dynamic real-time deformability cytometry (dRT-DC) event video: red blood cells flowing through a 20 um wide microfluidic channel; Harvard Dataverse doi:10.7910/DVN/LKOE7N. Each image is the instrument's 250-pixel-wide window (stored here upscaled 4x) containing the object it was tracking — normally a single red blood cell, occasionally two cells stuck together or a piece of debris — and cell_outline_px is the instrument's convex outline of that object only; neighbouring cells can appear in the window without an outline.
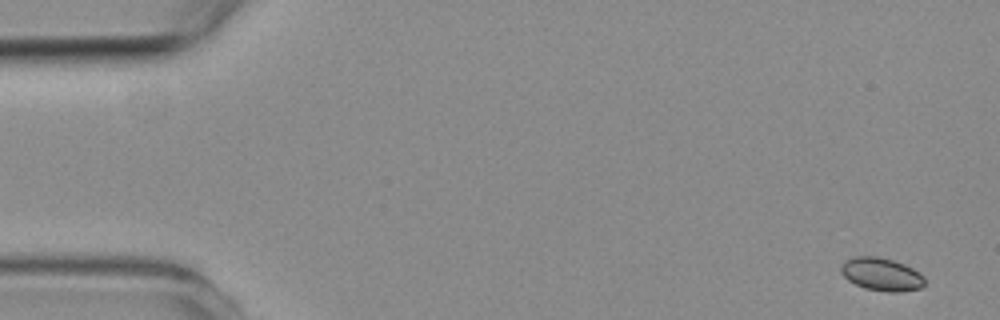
{"species": "common noctule bat (a hibernating species)", "species_latin": "Nyctalus noctula", "temperature_condition": "room temperature", "stored_images_in_passage": 4, "camera_frame_rate_fps": 3000, "um_per_image_px": 0.085, "animal": {"sex": "female", "body_mass_g": 19.3, "forearm_length_mm": 54.1}, "frame": {"image": 1, "passage_image": 1, "time_ms": 0.0, "image_size_px": [1000, 320], "cell_outline_px": [[924, 284], [920, 288], [900, 292], [888, 292], [864, 288], [848, 280], [840, 272], [840, 264], [844, 260], [856, 256], [876, 256], [892, 260], [904, 264], [920, 272], [924, 276]], "centroid_in_image_um": [74.9, 23.31], "position_along_channel_um": 10.1, "area_um2": 16.18}}